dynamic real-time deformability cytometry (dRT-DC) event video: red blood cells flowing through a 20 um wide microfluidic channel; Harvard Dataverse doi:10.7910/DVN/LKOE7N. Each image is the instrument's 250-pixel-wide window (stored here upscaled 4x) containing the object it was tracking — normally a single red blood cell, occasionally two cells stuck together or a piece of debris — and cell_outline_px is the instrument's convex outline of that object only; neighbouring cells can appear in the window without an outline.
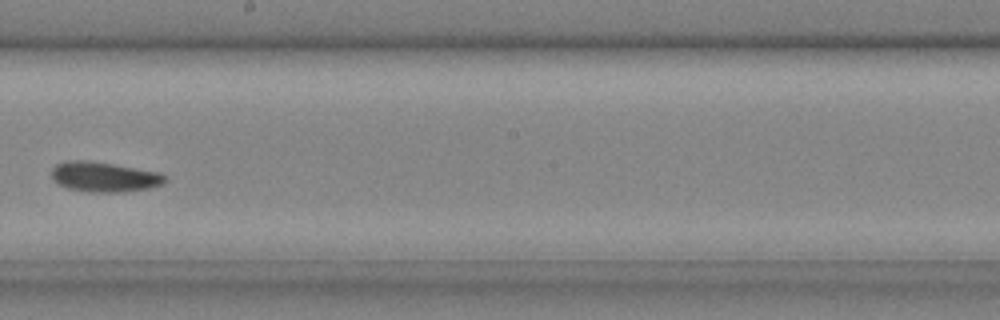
{"species": "common noctule bat (a hibernating species)", "species_latin": "Nyctalus noctula", "temperature_condition": "cold", "stored_images_in_passage": 35, "camera_frame_rate_fps": 3000, "um_per_image_px": 0.085, "animal": {"sex": "male", "body_mass_g": 20.4}, "frame": {"image": 1, "passage_image": 20, "time_ms": 6.333, "image_size_px": [1000, 320], "cell_outline_px": [[168, 180], [160, 184], [148, 188], [124, 192], [88, 192], [68, 188], [60, 184], [52, 176], [52, 168], [56, 164], [68, 160], [88, 160], [160, 172], [168, 176]], "centroid_in_image_um": [8.89, 15.03], "position_along_channel_um": 239.3, "area_um2": 19.77}}